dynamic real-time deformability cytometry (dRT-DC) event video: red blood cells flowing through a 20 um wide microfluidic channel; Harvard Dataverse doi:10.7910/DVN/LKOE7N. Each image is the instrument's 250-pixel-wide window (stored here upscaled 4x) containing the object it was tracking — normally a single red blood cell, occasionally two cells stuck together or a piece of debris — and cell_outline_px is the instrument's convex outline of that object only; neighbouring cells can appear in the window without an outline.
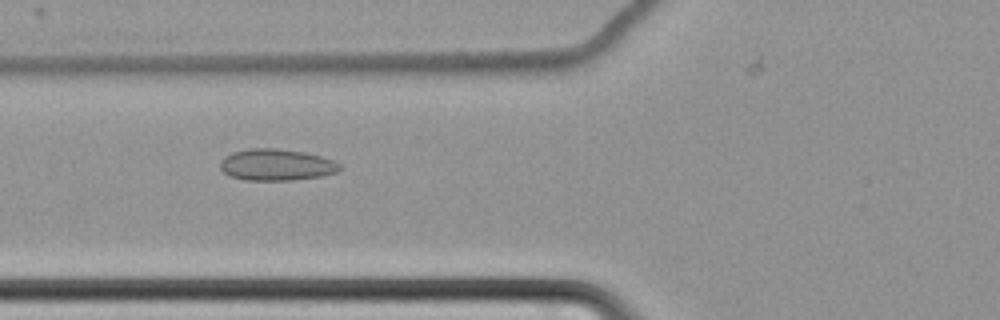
{"species": "common noctule bat (a hibernating species)", "species_latin": "Nyctalus noctula", "temperature_condition": "cold", "stored_images_in_passage": 49, "camera_frame_rate_fps": 3000, "um_per_image_px": 0.085, "animal": {"sex": "female", "body_mass_g": 22.7, "forearm_length_mm": 54.2}, "frame": {"image": 1, "passage_image": 20, "time_ms": 6.333, "image_size_px": [1000, 320], "cell_outline_px": [[340, 168], [336, 172], [320, 176], [292, 180], [244, 180], [228, 176], [220, 168], [220, 160], [224, 156], [232, 152], [248, 148], [276, 148], [304, 152], [320, 156], [332, 160], [340, 164]], "centroid_in_image_um": [23.43, 14.0], "position_along_channel_um": 102.4, "area_um2": 22.02}}
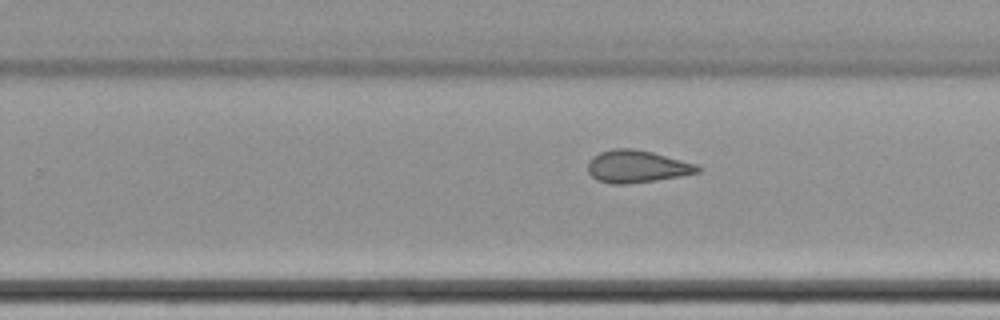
{"frame": {"image": 2, "passage_image": 35, "time_ms": 11.333, "image_size_px": [1000, 320], "cell_outline_px": [[700, 172], [680, 176], [656, 180], [628, 184], [612, 184], [596, 180], [588, 172], [588, 164], [592, 156], [600, 152], [612, 148], [632, 148], [652, 152], [696, 164], [700, 168]], "centroid_in_image_um": [54.1, 14.15], "position_along_channel_um": 275.7, "area_um2": 20.69}}
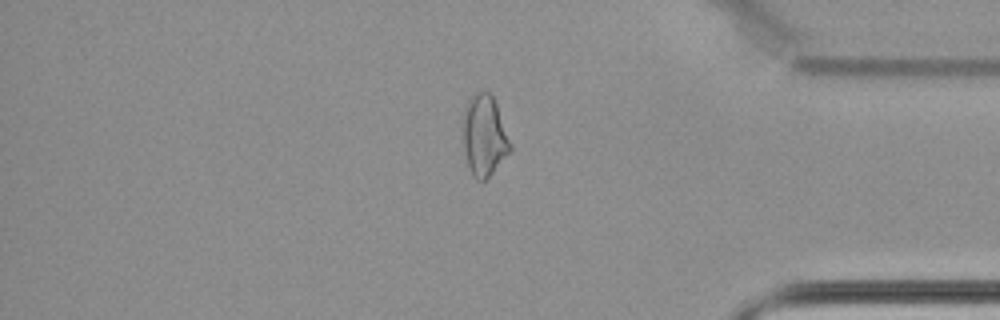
{"frame": {"image": 3, "passage_image": 47, "time_ms": 15.333, "image_size_px": [1000, 320], "cell_outline_px": [[512, 152], [484, 180], [476, 180], [472, 176], [468, 164], [460, 136], [460, 124], [464, 108], [468, 100], [476, 92], [488, 92], [492, 96], [496, 104], [512, 144]], "centroid_in_image_um": [41.12, 11.53], "position_along_channel_um": 394.1, "area_um2": 22.89}}